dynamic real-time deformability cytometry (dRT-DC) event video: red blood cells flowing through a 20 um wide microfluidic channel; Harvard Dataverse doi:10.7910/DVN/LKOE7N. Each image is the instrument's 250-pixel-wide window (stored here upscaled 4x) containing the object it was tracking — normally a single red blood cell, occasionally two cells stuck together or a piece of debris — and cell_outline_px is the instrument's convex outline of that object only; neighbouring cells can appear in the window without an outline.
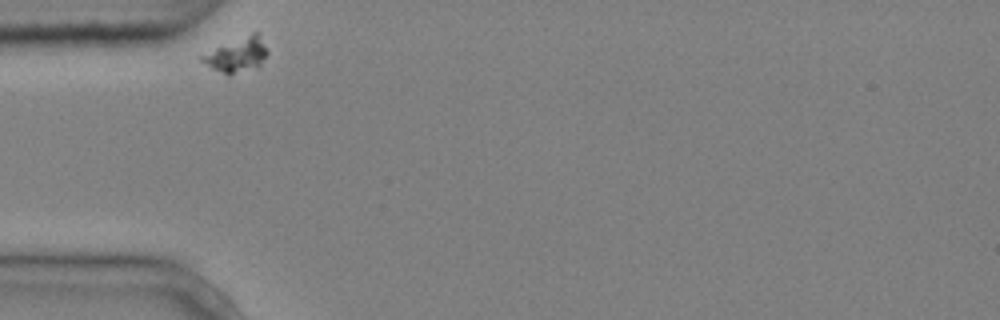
{"species": "common noctule bat (a hibernating species)", "species_latin": "Nyctalus noctula", "temperature_condition": "cold", "stored_images_in_passage": 2, "camera_frame_rate_fps": 3000, "um_per_image_px": 0.085, "animal": {"sex": "male", "body_mass_g": 20.4}, "frame": {"image": 1, "passage_image": 1, "time_ms": 0.0, "image_size_px": [1000, 320], "cell_outline_px": [[268, 52], [260, 64], [228, 76], [212, 68], [200, 60], [200, 56], [216, 48], [252, 32], [256, 32]], "centroid_in_image_um": [20.11, 4.67], "position_along_channel_um": 64.9, "area_um2": 12.43}}